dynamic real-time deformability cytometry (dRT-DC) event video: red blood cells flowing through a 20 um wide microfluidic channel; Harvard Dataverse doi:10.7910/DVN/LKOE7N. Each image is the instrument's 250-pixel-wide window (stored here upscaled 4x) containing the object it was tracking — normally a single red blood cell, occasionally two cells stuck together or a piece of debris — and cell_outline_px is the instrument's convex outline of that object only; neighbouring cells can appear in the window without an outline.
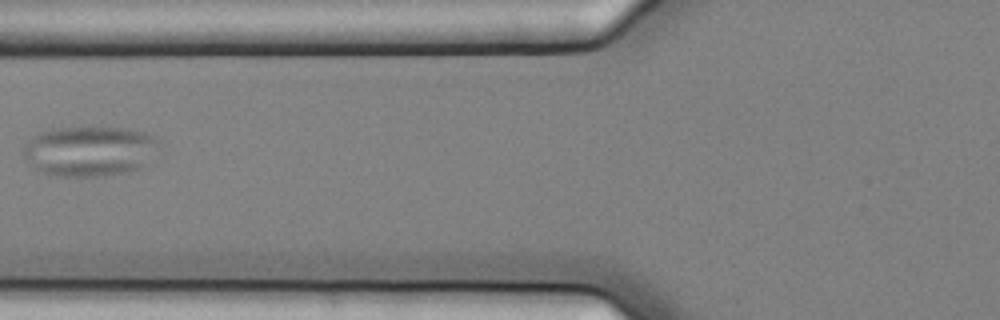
{"species": "common noctule bat (a hibernating species)", "species_latin": "Nyctalus noctula", "temperature_condition": "cold", "stored_images_in_passage": 9, "camera_frame_rate_fps": 3000, "um_per_image_px": 0.085, "animal": {"sex": "female", "body_mass_g": 25.1}, "frame": {"image": 1, "passage_image": 8, "time_ms": 2.333, "image_size_px": [1000, 320], "cell_outline_px": [[160, 140], [140, 164], [136, 168], [120, 172], [96, 176], [60, 176], [44, 172], [28, 164], [24, 156], [24, 148], [32, 136], [40, 132], [56, 128], [80, 124], [124, 128], [144, 132]], "centroid_in_image_um": [7.49, 12.77], "position_along_channel_um": 118.3, "area_um2": 39.13}}